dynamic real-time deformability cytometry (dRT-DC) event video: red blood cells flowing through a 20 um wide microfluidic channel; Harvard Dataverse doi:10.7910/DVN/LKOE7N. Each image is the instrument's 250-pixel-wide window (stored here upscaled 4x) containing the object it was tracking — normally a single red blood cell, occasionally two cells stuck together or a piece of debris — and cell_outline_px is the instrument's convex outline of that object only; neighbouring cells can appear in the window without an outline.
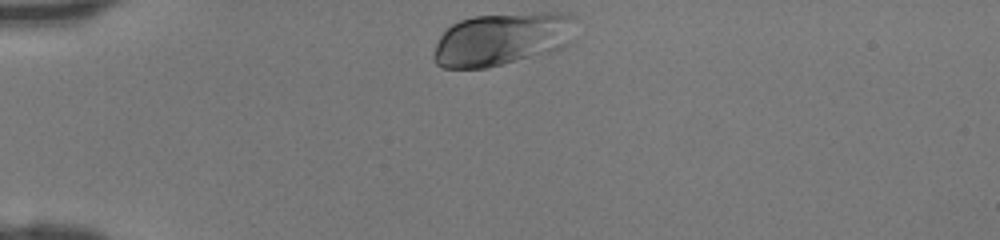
{"species": "human", "species_latin": "Homo sapiens", "temperature_condition": "room temperature", "stored_images_in_passage": 29, "camera_frame_rate_fps": 3000, "um_per_image_px": 0.085, "donor": {"sex": "female"}, "frame": {"image": 1, "passage_image": 1, "time_ms": 0.0, "image_size_px": [1000, 240], "cell_outline_px": [[576, 16], [568, 44], [564, 48], [552, 52], [488, 68], [440, 68], [436, 64], [432, 56], [436, 44], [440, 36], [452, 24], [460, 20], [472, 16], [540, 12], [560, 12]], "centroid_in_image_um": [42.67, 3.32], "position_along_channel_um": 42.3, "area_um2": 44.1}}
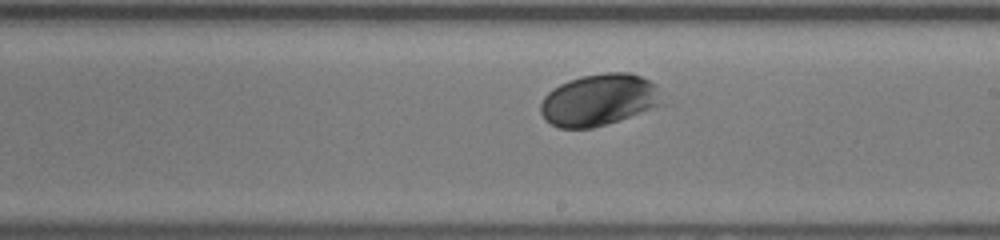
{"frame": {"image": 2, "passage_image": 17, "time_ms": 5.333, "image_size_px": [1000, 240], "cell_outline_px": [[660, 104], [620, 120], [592, 128], [560, 128], [544, 120], [540, 112], [540, 104], [544, 96], [552, 88], [568, 80], [580, 76], [604, 72], [628, 72], [640, 76], [656, 84]], "centroid_in_image_um": [50.83, 8.48], "position_along_channel_um": 238.2, "area_um2": 36.36}}
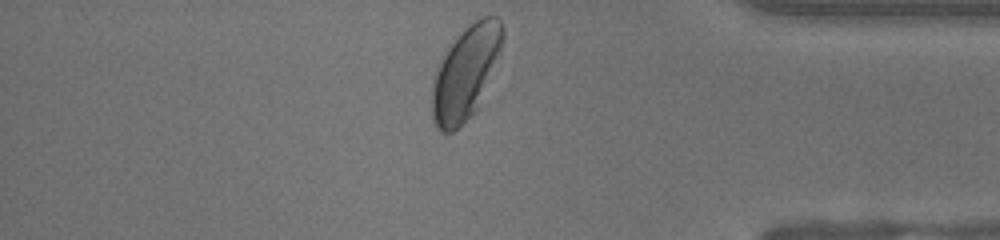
{"frame": {"image": 3, "passage_image": 29, "time_ms": 9.333, "image_size_px": [1000, 240], "cell_outline_px": [[504, 40], [500, 52], [476, 108], [452, 132], [440, 132], [436, 128], [432, 120], [432, 76], [440, 60], [448, 48], [480, 16], [496, 16], [500, 20], [504, 28]], "centroid_in_image_um": [39.55, 6.17], "position_along_channel_um": 395.6, "area_um2": 37.28}}